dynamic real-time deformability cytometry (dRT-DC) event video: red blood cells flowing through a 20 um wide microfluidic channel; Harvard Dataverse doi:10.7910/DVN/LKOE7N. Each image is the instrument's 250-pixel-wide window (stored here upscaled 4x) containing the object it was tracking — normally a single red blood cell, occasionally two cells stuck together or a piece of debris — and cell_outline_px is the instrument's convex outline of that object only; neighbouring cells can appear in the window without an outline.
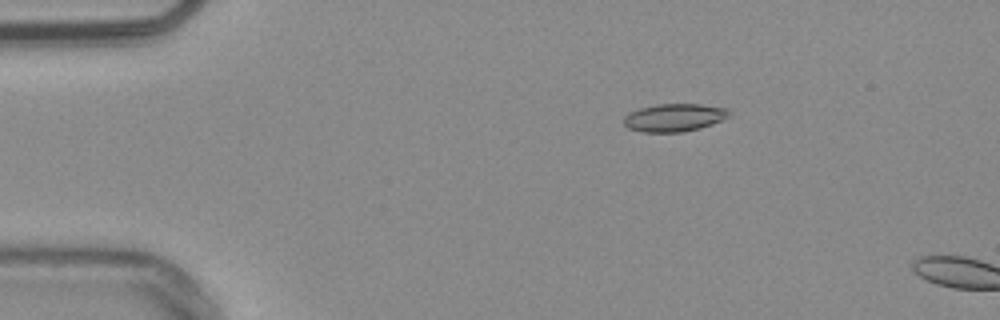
{"species": "common noctule bat (a hibernating species)", "species_latin": "Nyctalus noctula", "temperature_condition": "warm", "stored_images_in_passage": 12, "camera_frame_rate_fps": 3000, "um_per_image_px": 0.085, "animal": {"sex": "male", "body_mass_g": 20.4}, "frame": {"image": 1, "passage_image": 10, "time_ms": 3.0, "image_size_px": [1000, 320], "cell_outline_px": [[732, 116], [712, 124], [700, 128], [684, 132], [640, 132], [628, 128], [624, 124], [624, 116], [628, 112], [640, 108], [656, 104], [700, 104], [728, 108]], "centroid_in_image_um": [57.32, 9.99], "position_along_channel_um": 27.7, "area_um2": 17.34}}